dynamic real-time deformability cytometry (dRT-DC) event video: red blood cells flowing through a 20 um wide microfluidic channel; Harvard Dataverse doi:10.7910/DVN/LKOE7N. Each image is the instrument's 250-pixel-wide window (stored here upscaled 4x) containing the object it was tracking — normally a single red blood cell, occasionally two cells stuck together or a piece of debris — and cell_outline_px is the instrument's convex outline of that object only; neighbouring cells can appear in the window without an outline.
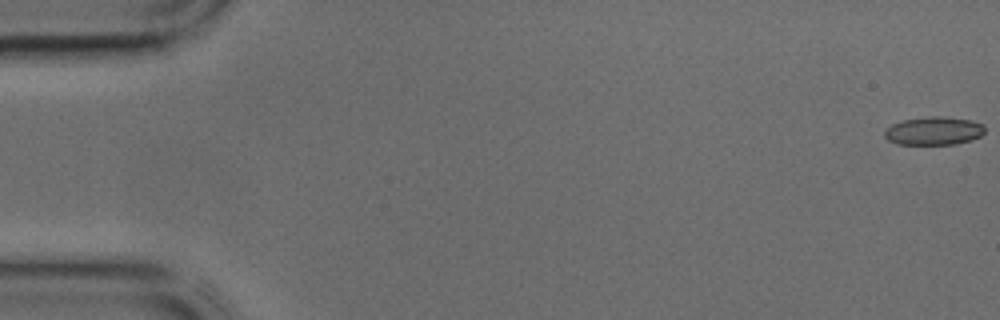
{"species": "common noctule bat (a hibernating species)", "species_latin": "Nyctalus noctula", "temperature_condition": "cold", "stored_images_in_passage": 8, "camera_frame_rate_fps": 3000, "um_per_image_px": 0.085, "animal": {"sex": "male", "body_mass_g": 17.9, "forearm_length_mm": 54.2}, "frame": {"image": 1, "passage_image": 1, "time_ms": 0.0, "image_size_px": [1000, 320], "cell_outline_px": [[984, 132], [980, 136], [956, 144], [896, 144], [888, 140], [884, 136], [884, 132], [892, 124], [904, 120], [932, 116], [940, 116], [972, 120], [984, 124]], "centroid_in_image_um": [79.37, 11.12], "position_along_channel_um": 5.6, "area_um2": 16.36}}